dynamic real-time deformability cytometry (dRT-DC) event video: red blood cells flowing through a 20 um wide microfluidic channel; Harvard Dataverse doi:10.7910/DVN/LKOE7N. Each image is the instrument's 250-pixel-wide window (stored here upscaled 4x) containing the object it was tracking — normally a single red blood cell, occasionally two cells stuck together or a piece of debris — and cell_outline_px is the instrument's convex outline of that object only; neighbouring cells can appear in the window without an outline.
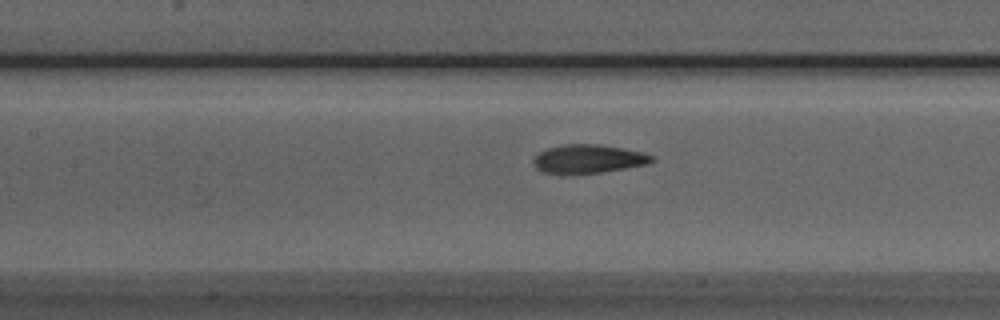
{"species": "Egyptian fruit bat (a non-hibernating species)", "species_latin": "Rousettus aegyptiacus", "temperature_condition": "room temperature", "stored_images_in_passage": 36, "camera_frame_rate_fps": 3000, "um_per_image_px": 0.085, "animal": {"sex": "male"}, "frame": {"image": 1, "passage_image": 7, "time_ms": 2.0, "image_size_px": [1000, 320], "cell_outline_px": [[656, 160], [648, 164], [600, 172], [544, 172], [536, 168], [532, 160], [540, 152], [548, 148], [564, 144], [600, 144], [640, 152], [656, 156]], "centroid_in_image_um": [50.05, 13.48], "position_along_channel_um": 157.4, "area_um2": 19.19}}
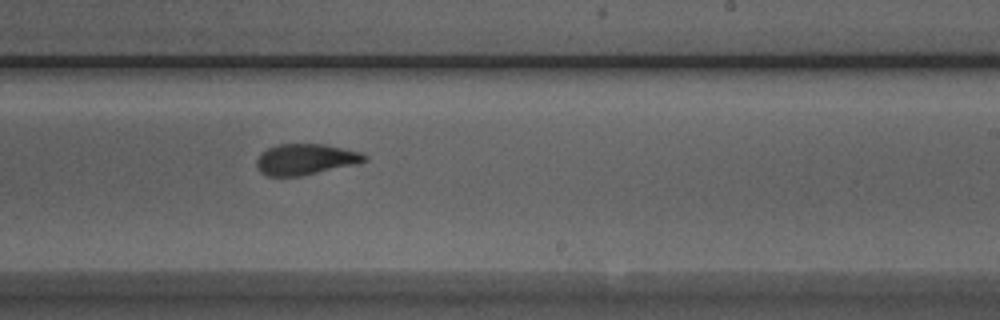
{"frame": {"image": 2, "passage_image": 15, "time_ms": 4.667, "image_size_px": [1000, 320], "cell_outline_px": [[368, 160], [360, 164], [300, 176], [264, 176], [256, 168], [256, 160], [260, 152], [276, 144], [324, 144], [360, 152], [368, 156]], "centroid_in_image_um": [25.96, 13.55], "position_along_channel_um": 263.0, "area_um2": 19.83}}
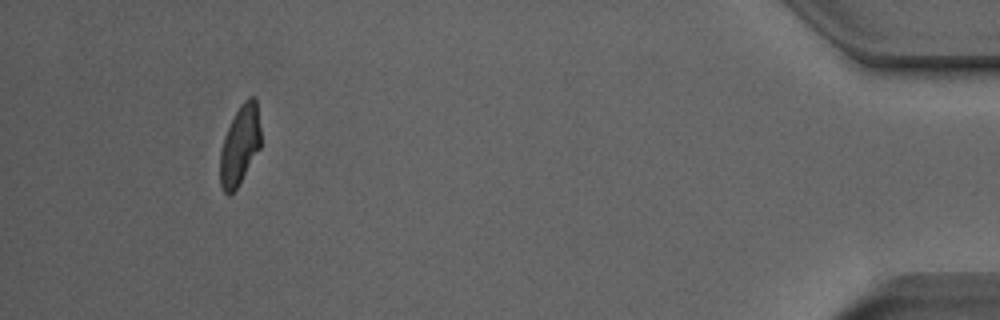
{"frame": {"image": 3, "passage_image": 32, "time_ms": 10.333, "image_size_px": [1000, 320], "cell_outline_px": [[260, 148], [236, 188], [228, 196], [224, 192], [220, 184], [220, 152], [224, 136], [240, 104], [248, 96], [252, 96], [256, 100], [260, 128]], "centroid_in_image_um": [20.38, 12.33], "position_along_channel_um": 414.8, "area_um2": 18.55}}